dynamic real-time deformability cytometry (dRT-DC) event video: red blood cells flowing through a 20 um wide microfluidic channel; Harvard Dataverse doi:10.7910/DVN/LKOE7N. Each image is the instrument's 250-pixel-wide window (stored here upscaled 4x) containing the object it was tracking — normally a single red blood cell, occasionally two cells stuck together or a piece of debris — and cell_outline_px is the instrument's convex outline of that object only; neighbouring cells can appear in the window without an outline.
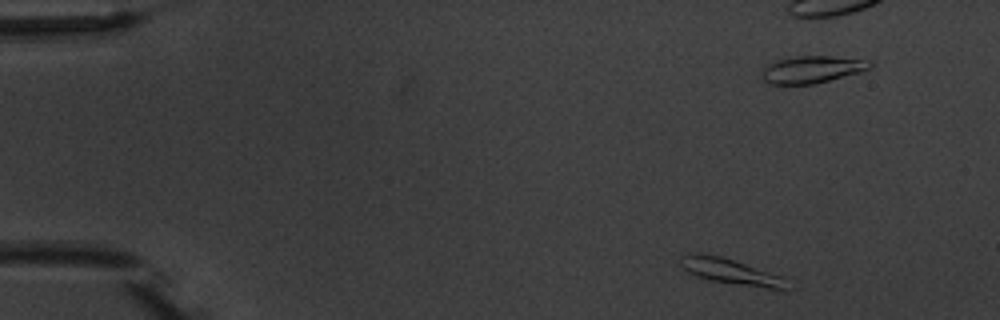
{"species": "common noctule bat (a hibernating species)", "species_latin": "Nyctalus noctula", "temperature_condition": "warm", "stored_images_in_passage": 5, "camera_frame_rate_fps": 3000, "um_per_image_px": 0.085, "animal": {"sex": "male", "body_mass_g": 20.1, "forearm_length_mm": 53.5}, "frame": {"image": 1, "passage_image": 5, "time_ms": 4.667, "image_size_px": [1000, 320], "cell_outline_px": [[784, 288], [776, 292], [712, 280], [696, 276], [688, 272], [680, 264], [680, 256], [688, 252], [704, 252], [720, 256], [780, 276]], "centroid_in_image_um": [62.0, 23.08], "position_along_channel_um": 23.0, "area_um2": 15.84}}